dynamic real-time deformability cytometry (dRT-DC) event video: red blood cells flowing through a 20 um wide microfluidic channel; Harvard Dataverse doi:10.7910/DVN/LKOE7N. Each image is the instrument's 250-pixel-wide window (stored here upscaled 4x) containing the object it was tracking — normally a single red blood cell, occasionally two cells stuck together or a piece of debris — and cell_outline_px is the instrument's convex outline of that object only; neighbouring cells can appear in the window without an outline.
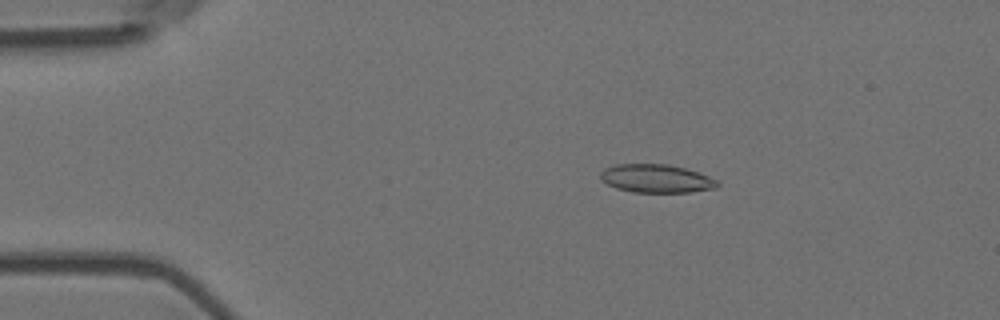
{"species": "Egyptian fruit bat (a non-hibernating species)", "species_latin": "Rousettus aegyptiacus", "temperature_condition": "room temperature", "stored_images_in_passage": 55, "camera_frame_rate_fps": 3000, "um_per_image_px": 0.085, "animal": {"sex": "female"}, "frame": {"image": 1, "passage_image": 10, "time_ms": 3.0, "image_size_px": [1000, 320], "cell_outline_px": [[720, 184], [716, 188], [688, 192], [632, 192], [616, 188], [600, 180], [600, 172], [604, 168], [616, 164], [668, 164], [684, 168], [708, 176], [716, 180]], "centroid_in_image_um": [55.74, 15.17], "position_along_channel_um": 29.3, "area_um2": 19.25}}
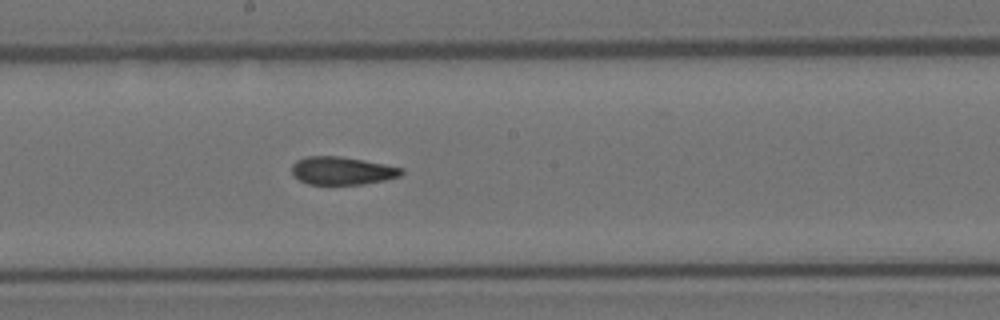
{"frame": {"image": 2, "passage_image": 30, "time_ms": 9.667, "image_size_px": [1000, 320], "cell_outline_px": [[404, 172], [400, 176], [384, 180], [364, 184], [308, 184], [300, 180], [292, 172], [292, 164], [296, 160], [304, 156], [340, 156], [384, 164], [404, 168]], "centroid_in_image_um": [29.08, 14.5], "position_along_channel_um": 219.1, "area_um2": 17.8}}
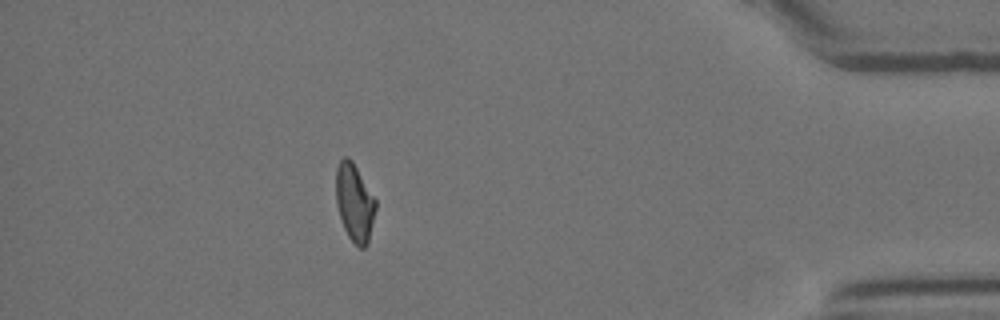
{"frame": {"image": 3, "passage_image": 49, "time_ms": 16.0, "image_size_px": [1000, 320], "cell_outline_px": [[376, 208], [368, 244], [364, 248], [360, 248], [348, 236], [344, 228], [336, 204], [336, 168], [340, 160], [344, 156], [348, 156], [352, 160], [376, 200]], "centroid_in_image_um": [30.13, 17.2], "position_along_channel_um": 405.1, "area_um2": 17.92}, "authors_computed_cell_mechanics": {"area_um2": 18.7272, "velocity_mm_per_s": 3.6835, "shape_relaxation_time_tau1_ms": null, "shape_relaxation_time_tau2_ms": 2.5509, "deformation_change_tau1": null, "deformation_change_tau2": 0.1001}}